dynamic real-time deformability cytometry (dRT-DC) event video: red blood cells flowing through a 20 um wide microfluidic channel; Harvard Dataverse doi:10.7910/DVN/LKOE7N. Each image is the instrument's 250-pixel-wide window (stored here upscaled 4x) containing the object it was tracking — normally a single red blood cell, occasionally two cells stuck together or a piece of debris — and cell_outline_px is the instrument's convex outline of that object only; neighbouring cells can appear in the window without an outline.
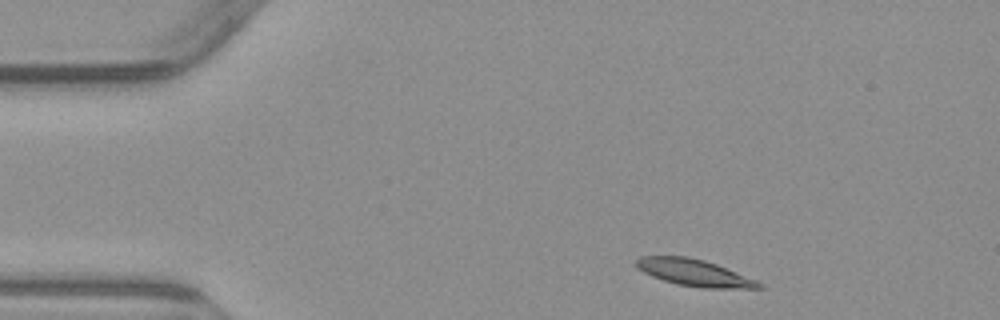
{"species": "common noctule bat (a hibernating species)", "species_latin": "Nyctalus noctula", "temperature_condition": "warm", "stored_images_in_passage": 2, "camera_frame_rate_fps": 3000, "um_per_image_px": 0.085, "animal": {"sex": "male", "body_mass_g": 23.1, "forearm_length_mm": 52.7}, "frame": {"image": 1, "passage_image": 1, "time_ms": 0.0, "image_size_px": [1000, 320], "cell_outline_px": [[764, 288], [704, 288], [676, 284], [652, 276], [644, 272], [636, 264], [636, 260], [640, 256], [688, 256], [704, 260], [716, 264], [756, 280], [764, 284]], "centroid_in_image_um": [59.04, 23.18], "position_along_channel_um": 26.0, "area_um2": 18.9}}